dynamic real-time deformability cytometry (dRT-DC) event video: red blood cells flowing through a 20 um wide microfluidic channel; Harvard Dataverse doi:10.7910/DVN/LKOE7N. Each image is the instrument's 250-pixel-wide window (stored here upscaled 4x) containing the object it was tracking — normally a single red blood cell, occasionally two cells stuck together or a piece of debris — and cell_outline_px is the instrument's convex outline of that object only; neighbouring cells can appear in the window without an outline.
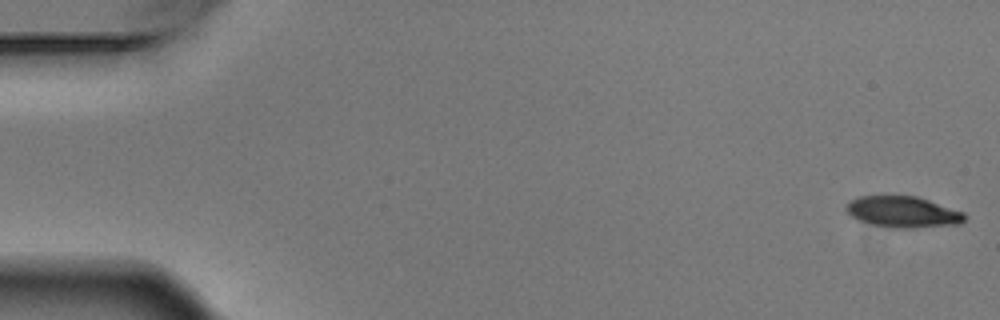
{"species": "Egyptian fruit bat (a non-hibernating species)", "species_latin": "Rousettus aegyptiacus", "temperature_condition": "warm", "stored_images_in_passage": 6, "camera_frame_rate_fps": 3000, "um_per_image_px": 0.085, "animal": {"sex": "male"}, "frame": {"image": 1, "passage_image": 1, "time_ms": 0.0, "image_size_px": [1000, 320], "cell_outline_px": [[964, 220], [960, 224], [912, 228], [892, 228], [872, 224], [860, 220], [852, 216], [848, 212], [848, 204], [852, 200], [860, 196], [916, 196], [964, 212]], "centroid_in_image_um": [76.78, 18.02], "position_along_channel_um": 8.2, "area_um2": 21.1}}
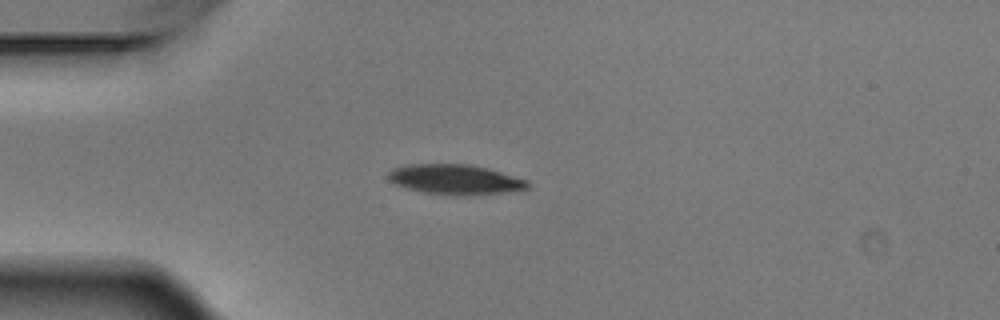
{"frame": {"image": 2, "passage_image": 4, "time_ms": 1.0, "image_size_px": [1000, 320], "cell_outline_px": [[528, 188], [504, 192], [424, 192], [408, 188], [396, 184], [388, 180], [388, 172], [392, 168], [408, 164], [472, 164], [488, 168], [528, 180]], "centroid_in_image_um": [38.64, 15.18], "position_along_channel_um": 46.4, "area_um2": 23.12}}
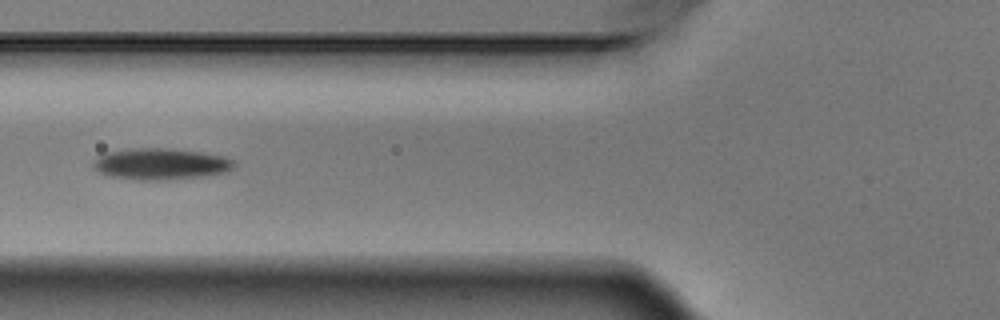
{"frame": {"image": 3, "passage_image": 6, "time_ms": 1.667, "image_size_px": [1000, 320], "cell_outline_px": [[236, 164], [228, 172], [204, 176], [172, 180], [136, 180], [108, 176], [100, 172], [92, 164], [96, 156], [108, 152], [132, 148], [168, 148], [200, 152], [224, 156], [232, 160]], "centroid_in_image_um": [13.66, 13.94], "position_along_channel_um": 112.1, "area_um2": 25.95}}